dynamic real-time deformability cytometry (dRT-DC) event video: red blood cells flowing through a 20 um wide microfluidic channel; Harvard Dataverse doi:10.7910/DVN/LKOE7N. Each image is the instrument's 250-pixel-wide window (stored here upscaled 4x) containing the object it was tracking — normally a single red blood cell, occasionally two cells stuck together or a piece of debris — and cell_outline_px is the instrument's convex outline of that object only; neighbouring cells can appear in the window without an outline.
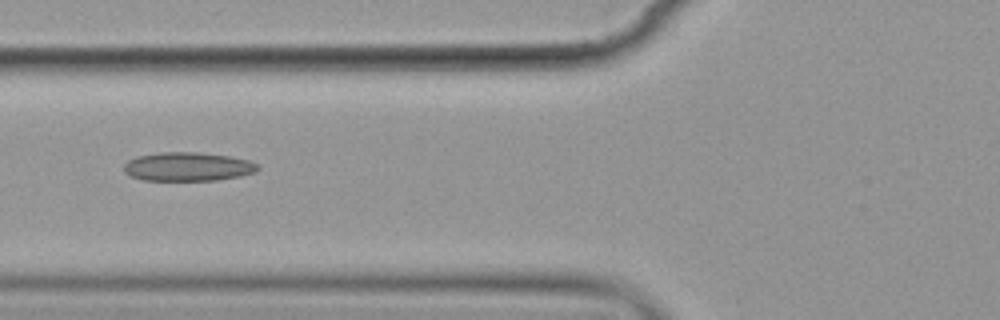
{"species": "common noctule bat (a hibernating species)", "species_latin": "Nyctalus noctula", "temperature_condition": "cold", "stored_images_in_passage": 11, "camera_frame_rate_fps": 3000, "um_per_image_px": 0.085, "animal": {"sex": "female", "body_mass_g": 19.9}, "frame": {"image": 1, "passage_image": 2, "time_ms": 1.333, "image_size_px": [1000, 320], "cell_outline_px": [[260, 168], [256, 172], [240, 176], [216, 180], [144, 180], [132, 176], [124, 172], [124, 164], [128, 160], [136, 156], [160, 152], [196, 152], [232, 156], [248, 160], [260, 164]], "centroid_in_image_um": [16.0, 14.16], "position_along_channel_um": 109.8, "area_um2": 22.6}}
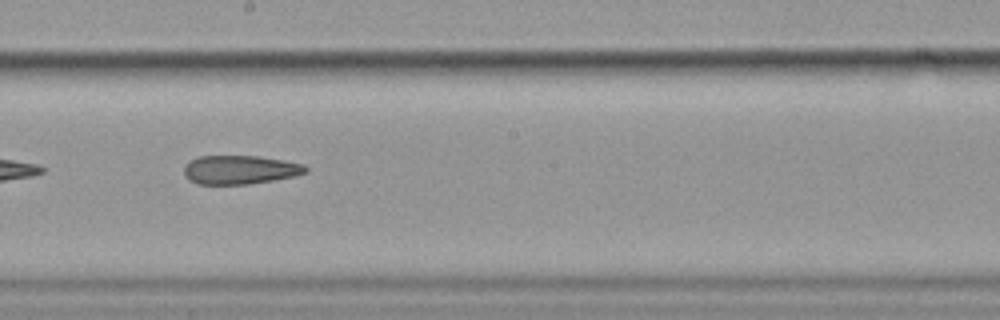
{"frame": {"image": 2, "passage_image": 5, "time_ms": 4.667, "image_size_px": [1000, 320], "cell_outline_px": [[308, 172], [296, 176], [248, 184], [196, 184], [188, 180], [184, 176], [184, 164], [200, 156], [256, 156], [284, 160], [304, 164], [308, 168]], "centroid_in_image_um": [20.39, 14.43], "position_along_channel_um": 227.8, "area_um2": 20.52}}
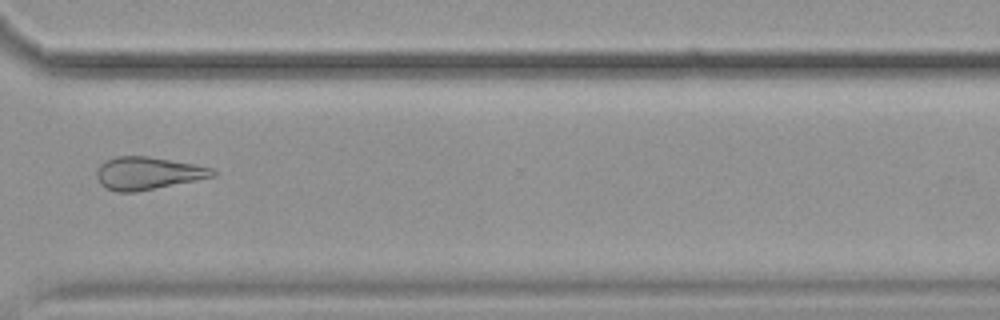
{"frame": {"image": 3, "passage_image": 8, "time_ms": 8.333, "image_size_px": [1000, 320], "cell_outline_px": [[216, 176], [136, 192], [116, 192], [104, 188], [100, 184], [96, 176], [96, 172], [100, 164], [116, 156], [148, 156], [196, 164], [212, 168], [216, 172]], "centroid_in_image_um": [12.55, 14.73], "position_along_channel_um": 358.1, "area_um2": 22.14}, "authors_computed_cell_mechanics": {"area_um2": 22.1374, "velocity_mm_per_s": 3.5507, "shape_relaxation_time_tau1_ms": null, "shape_relaxation_time_tau2_ms": 6.7003, "deformation_change_tau1": null, "deformation_change_tau2": 0.1688}}